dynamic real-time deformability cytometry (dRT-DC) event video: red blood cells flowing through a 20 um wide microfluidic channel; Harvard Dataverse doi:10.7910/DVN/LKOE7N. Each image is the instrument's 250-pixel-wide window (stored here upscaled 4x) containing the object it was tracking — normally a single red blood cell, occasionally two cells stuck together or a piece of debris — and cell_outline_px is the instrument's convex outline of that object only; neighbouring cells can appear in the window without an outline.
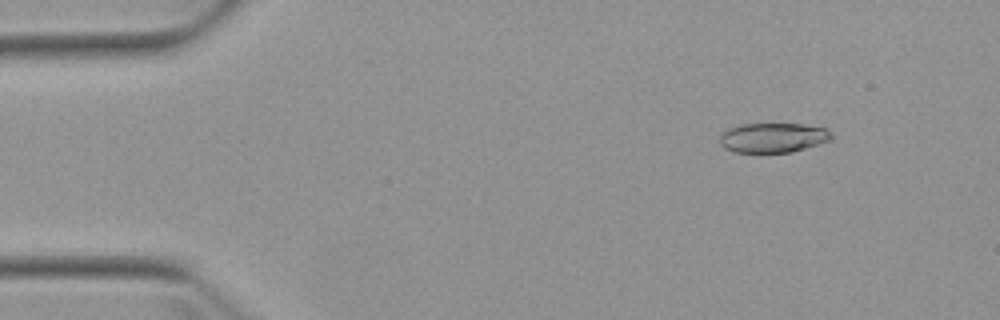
{"species": "Egyptian fruit bat (a non-hibernating species)", "species_latin": "Rousettus aegyptiacus", "temperature_condition": "warm", "stored_images_in_passage": 5, "camera_frame_rate_fps": 3000, "um_per_image_px": 0.085, "animal": {"sex": "female"}, "frame": {"image": 1, "passage_image": 2, "time_ms": 1.333, "image_size_px": [1000, 320], "cell_outline_px": [[832, 136], [828, 140], [792, 152], [736, 152], [724, 148], [720, 144], [720, 136], [728, 128], [740, 124], [804, 124], [824, 128]], "centroid_in_image_um": [65.64, 11.7], "position_along_channel_um": 19.4, "area_um2": 18.96}}
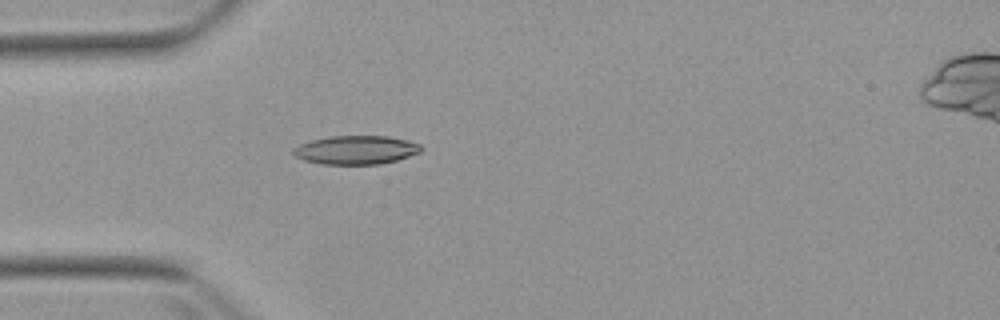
{"frame": {"image": 2, "passage_image": 4, "time_ms": 4.333, "image_size_px": [1000, 320], "cell_outline_px": [[424, 148], [420, 152], [396, 160], [380, 164], [324, 164], [304, 160], [296, 156], [292, 152], [292, 148], [300, 144], [312, 140], [328, 136], [388, 136], [420, 144]], "centroid_in_image_um": [30.24, 12.74], "position_along_channel_um": 54.8, "area_um2": 21.21}}